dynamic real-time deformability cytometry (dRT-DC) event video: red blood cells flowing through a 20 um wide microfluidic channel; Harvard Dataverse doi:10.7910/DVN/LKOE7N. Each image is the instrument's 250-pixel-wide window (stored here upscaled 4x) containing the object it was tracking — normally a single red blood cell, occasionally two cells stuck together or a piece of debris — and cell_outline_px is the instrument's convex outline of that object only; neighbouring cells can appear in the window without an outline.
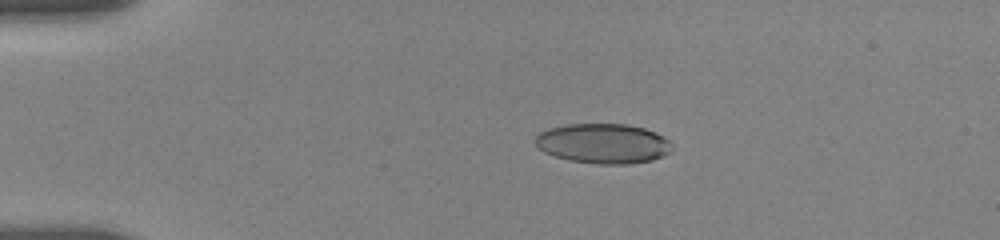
{"species": "human", "species_latin": "Homo sapiens", "temperature_condition": "room temperature", "stored_images_in_passage": 52, "camera_frame_rate_fps": 3000, "um_per_image_px": 0.085, "donor": {"sex": "female"}, "frame": {"image": 1, "passage_image": 3, "time_ms": 1.0, "image_size_px": [1000, 240], "cell_outline_px": [[672, 144], [668, 152], [652, 160], [628, 164], [600, 164], [568, 160], [544, 152], [536, 144], [536, 136], [540, 132], [548, 128], [568, 124], [628, 124], [644, 128], [656, 132], [664, 136]], "centroid_in_image_um": [51.27, 12.19], "position_along_channel_um": 33.7, "area_um2": 31.62}}
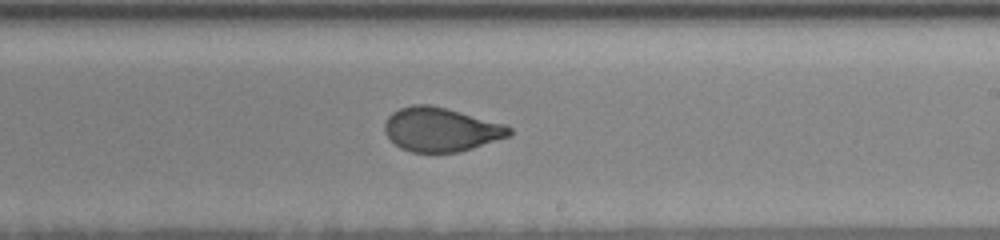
{"frame": {"image": 2, "passage_image": 31, "time_ms": 8.333, "image_size_px": [1000, 240], "cell_outline_px": [[512, 132], [508, 136], [460, 152], [412, 152], [400, 148], [384, 132], [384, 124], [388, 116], [392, 112], [400, 108], [412, 104], [428, 104], [444, 108], [504, 124], [512, 128]], "centroid_in_image_um": [37.44, 11.01], "position_along_channel_um": 251.6, "area_um2": 31.56}}
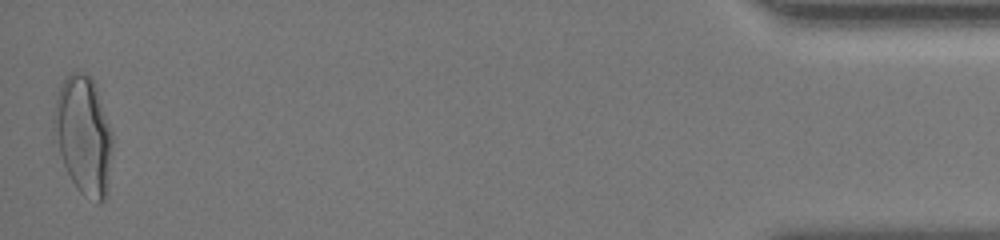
{"frame": {"image": 3, "passage_image": 52, "time_ms": 15.333, "image_size_px": [1000, 240], "cell_outline_px": [[112, 144], [108, 188], [104, 200], [100, 204], [96, 204], [84, 196], [76, 188], [64, 164], [60, 152], [56, 128], [56, 100], [60, 84], [68, 72], [84, 72], [92, 80], [96, 88], [112, 136]], "centroid_in_image_um": [7.13, 11.54], "position_along_channel_um": 428.1, "area_um2": 39.19}, "authors_computed_cell_mechanics": {"area_um2": 32.657, "velocity_mm_per_s": 3.6855, "shape_relaxation_time_tau1_ms": 8.0064, "shape_relaxation_time_tau2_ms": 0.8003, "deformation_change_tau1": 0.2248, "deformation_change_tau2": 0.0573}}